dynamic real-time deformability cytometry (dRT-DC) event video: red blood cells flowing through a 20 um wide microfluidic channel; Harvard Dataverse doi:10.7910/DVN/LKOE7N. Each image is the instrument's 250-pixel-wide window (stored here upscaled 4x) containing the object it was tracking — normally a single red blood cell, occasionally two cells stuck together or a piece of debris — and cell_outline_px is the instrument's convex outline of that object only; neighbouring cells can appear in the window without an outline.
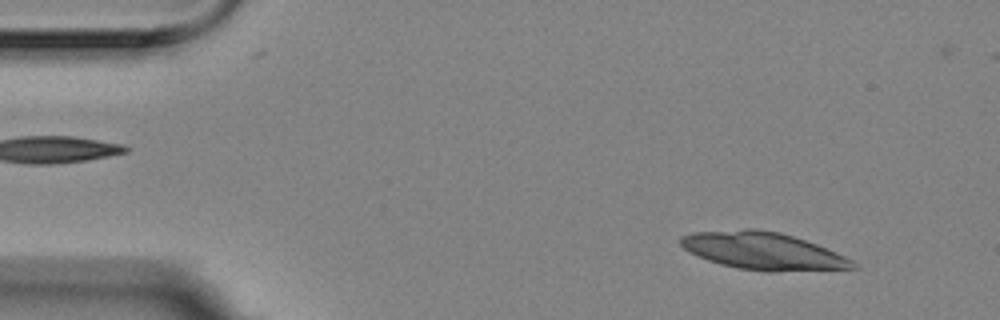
{"species": "Egyptian fruit bat (a non-hibernating species)", "species_latin": "Rousettus aegyptiacus", "temperature_condition": "room temperature", "stored_images_in_passage": 5, "camera_frame_rate_fps": 3000, "um_per_image_px": 0.085, "animal": {"sex": "female"}, "frame": {"image": 1, "passage_image": 2, "time_ms": 0.333, "image_size_px": [1000, 320], "cell_outline_px": [[860, 268], [776, 272], [764, 272], [736, 268], [720, 264], [708, 260], [684, 248], [680, 244], [680, 236], [692, 232], [748, 228], [756, 228], [780, 232], [816, 244], [836, 252], [852, 260]], "centroid_in_image_um": [64.86, 21.33], "position_along_channel_um": 20.1, "area_um2": 37.69}}